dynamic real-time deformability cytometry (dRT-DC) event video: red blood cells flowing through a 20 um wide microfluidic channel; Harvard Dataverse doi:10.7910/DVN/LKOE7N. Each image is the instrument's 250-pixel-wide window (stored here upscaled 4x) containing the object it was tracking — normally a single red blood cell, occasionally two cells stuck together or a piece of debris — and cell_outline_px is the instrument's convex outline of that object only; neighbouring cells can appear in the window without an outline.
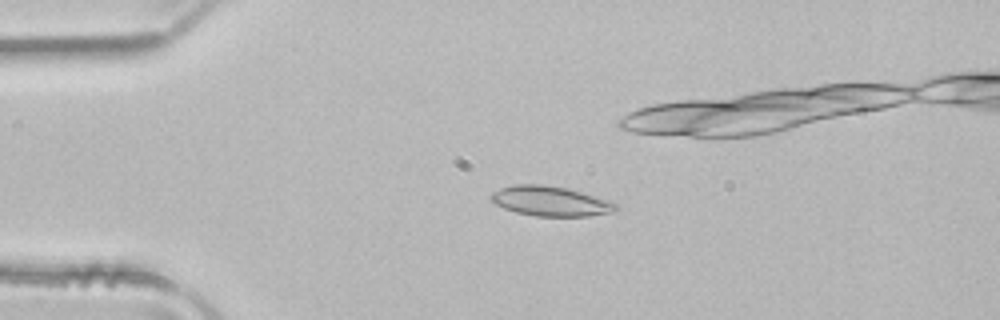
{"species": "common noctule bat (a hibernating species)", "species_latin": "Nyctalus noctula", "temperature_condition": "room temperature", "stored_images_in_passage": 51, "camera_frame_rate_fps": 3000, "um_per_image_px": 0.085, "animal": {"sex": "male", "body_mass_g": 21.5, "forearm_length_mm": 52.0}, "frame": {"image": 1, "passage_image": 11, "time_ms": 3.333, "image_size_px": [1000, 320], "cell_outline_px": [[620, 208], [616, 212], [588, 216], [536, 216], [516, 212], [504, 208], [496, 204], [488, 196], [492, 192], [500, 188], [512, 184], [544, 184], [568, 188], [608, 200], [616, 204]], "centroid_in_image_um": [46.79, 17.09], "position_along_channel_um": 38.2, "area_um2": 21.91}}
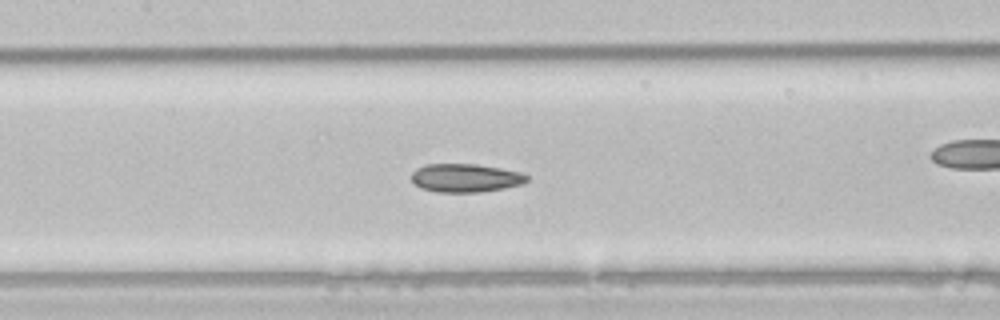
{"frame": {"image": 2, "passage_image": 23, "time_ms": 7.333, "image_size_px": [1000, 320], "cell_outline_px": [[528, 180], [520, 184], [504, 188], [476, 192], [436, 192], [420, 188], [412, 180], [412, 172], [416, 168], [424, 164], [476, 164], [500, 168], [520, 172], [528, 176]], "centroid_in_image_um": [39.53, 15.12], "position_along_channel_um": 167.9, "area_um2": 19.02}}
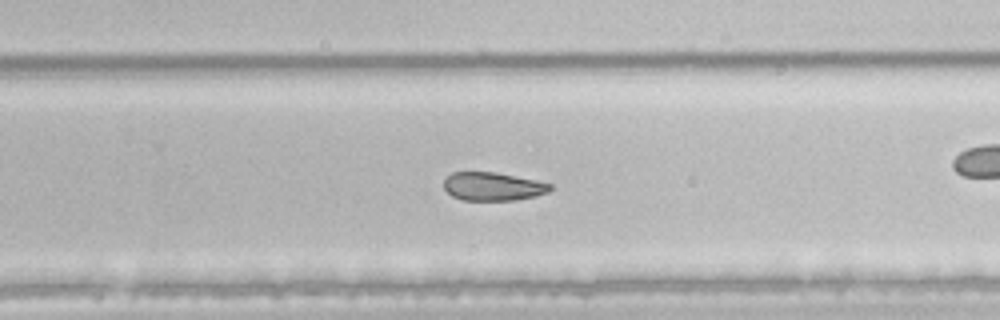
{"frame": {"image": 3, "passage_image": 32, "time_ms": 10.333, "image_size_px": [1000, 320], "cell_outline_px": [[552, 188], [548, 192], [536, 196], [516, 200], [464, 200], [452, 196], [444, 188], [444, 180], [452, 172], [496, 172], [536, 180], [552, 184]], "centroid_in_image_um": [41.91, 15.85], "position_along_channel_um": 287.9, "area_um2": 17.57}, "authors_computed_cell_mechanics": {"area_um2": 20.7502, "velocity_mm_per_s": 4.0286, "shape_relaxation_time_tau1_ms": null, "shape_relaxation_time_tau2_ms": 4.5747, "deformation_change_tau1": null, "deformation_change_tau2": 0.079}}